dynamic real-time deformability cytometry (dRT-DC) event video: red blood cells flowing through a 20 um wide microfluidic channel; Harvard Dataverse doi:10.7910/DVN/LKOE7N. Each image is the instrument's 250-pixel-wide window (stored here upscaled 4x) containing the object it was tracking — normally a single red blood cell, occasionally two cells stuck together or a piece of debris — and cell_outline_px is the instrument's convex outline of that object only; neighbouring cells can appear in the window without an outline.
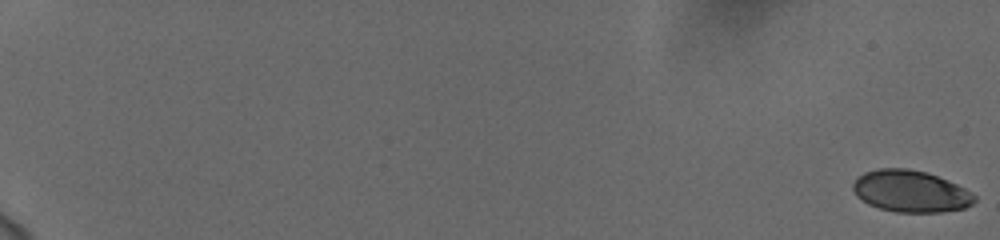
{"species": "human", "species_latin": "Homo sapiens", "temperature_condition": "cold", "stored_images_in_passage": 59, "camera_frame_rate_fps": 3000, "um_per_image_px": 0.085, "donor": {"sex": "female"}, "frame": {"image": 1, "passage_image": 1, "time_ms": 0.0, "image_size_px": [1000, 240], "cell_outline_px": [[976, 200], [972, 204], [964, 208], [944, 212], [896, 212], [880, 208], [868, 204], [856, 196], [852, 188], [852, 184], [864, 172], [880, 168], [908, 168], [928, 172], [956, 184], [964, 188], [976, 196]], "centroid_in_image_um": [77.4, 16.26], "position_along_channel_um": 7.6, "area_um2": 29.59}}
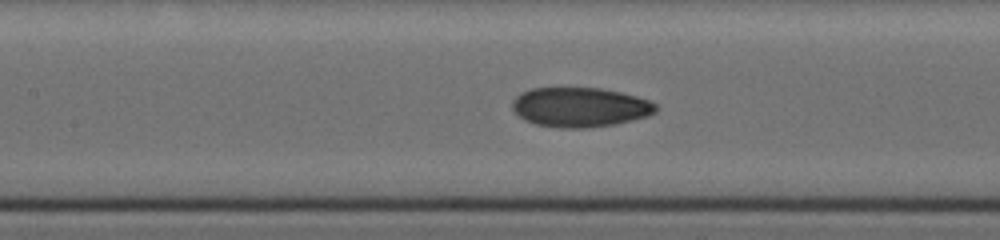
{"frame": {"image": 2, "passage_image": 32, "time_ms": 10.333, "image_size_px": [1000, 240], "cell_outline_px": [[656, 112], [648, 116], [616, 124], [584, 128], [560, 128], [536, 124], [524, 120], [512, 108], [512, 100], [520, 92], [532, 88], [600, 88], [620, 92], [636, 96], [648, 100], [656, 104]], "centroid_in_image_um": [49.28, 9.11], "position_along_channel_um": 158.1, "area_um2": 33.12}}
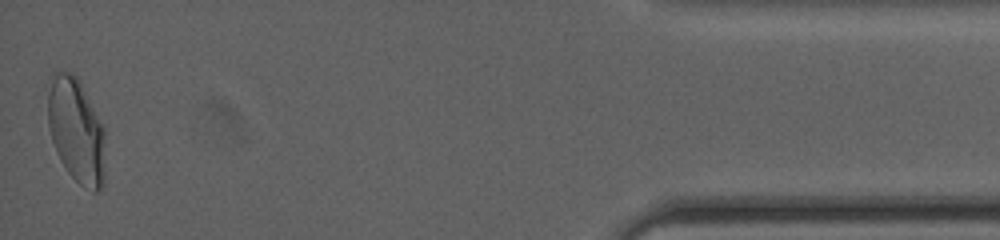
{"frame": {"image": 3, "passage_image": 59, "time_ms": 19.333, "image_size_px": [1000, 240], "cell_outline_px": [[104, 184], [96, 192], [92, 192], [80, 184], [68, 172], [60, 160], [56, 152], [52, 140], [48, 124], [44, 84], [52, 72], [72, 72], [80, 80], [104, 128]], "centroid_in_image_um": [6.42, 11.01], "position_along_channel_um": 428.8, "area_um2": 35.95}, "authors_computed_cell_mechanics": {"area_um2": 32.1368, "velocity_mm_per_s": 3.7349, "shape_relaxation_time_tau1_ms": 4.1756, "shape_relaxation_time_tau2_ms": 1.6067, "deformation_change_tau1": 0.1371, "deformation_change_tau2": 0.0498}}